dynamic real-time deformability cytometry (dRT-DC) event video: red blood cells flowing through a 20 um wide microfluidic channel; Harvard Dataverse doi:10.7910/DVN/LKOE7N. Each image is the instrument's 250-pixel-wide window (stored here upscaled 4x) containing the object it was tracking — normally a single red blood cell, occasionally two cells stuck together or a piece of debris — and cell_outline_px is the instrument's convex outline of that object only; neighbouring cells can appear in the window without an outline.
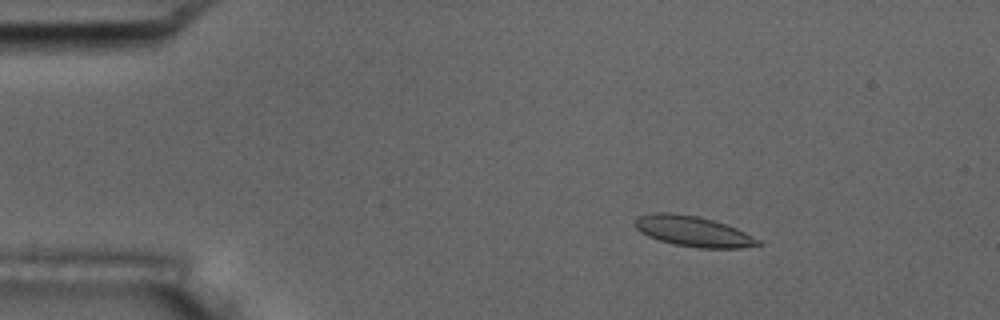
{"species": "common noctule bat (a hibernating species)", "species_latin": "Nyctalus noctula", "temperature_condition": "room temperature", "stored_images_in_passage": 3, "camera_frame_rate_fps": 3000, "um_per_image_px": 0.085, "animal": {"sex": "male", "body_mass_g": 17.5, "forearm_length_mm": 52.3}, "frame": {"image": 1, "passage_image": 1, "time_ms": 0.0, "image_size_px": [1000, 320], "cell_outline_px": [[764, 244], [740, 248], [700, 248], [676, 244], [660, 240], [648, 236], [640, 232], [632, 224], [632, 220], [636, 216], [656, 212], [668, 212], [696, 216], [712, 220], [736, 228], [760, 240]], "centroid_in_image_um": [58.86, 19.65], "position_along_channel_um": 26.1, "area_um2": 21.79}}